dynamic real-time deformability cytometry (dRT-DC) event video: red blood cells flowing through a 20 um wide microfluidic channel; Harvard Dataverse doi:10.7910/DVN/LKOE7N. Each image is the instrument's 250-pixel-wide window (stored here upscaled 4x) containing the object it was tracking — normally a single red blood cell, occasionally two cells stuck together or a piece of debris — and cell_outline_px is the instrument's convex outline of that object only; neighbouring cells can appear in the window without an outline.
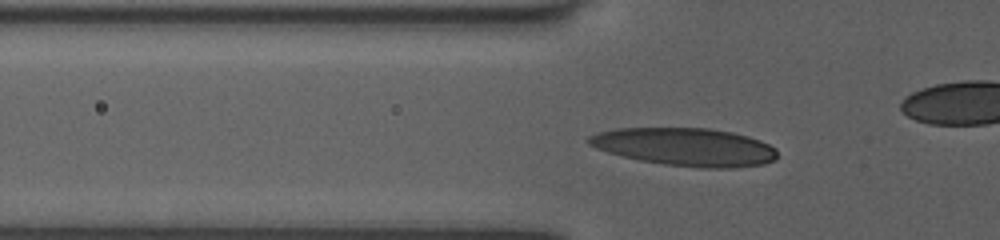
{"species": "human", "species_latin": "Homo sapiens", "temperature_condition": "room temperature", "stored_images_in_passage": 38, "camera_frame_rate_fps": 3000, "um_per_image_px": 0.085, "donor": {"sex": "female"}, "frame": {"image": 1, "passage_image": 13, "time_ms": 4.0, "image_size_px": [1000, 240], "cell_outline_px": [[776, 160], [764, 164], [732, 168], [700, 168], [664, 164], [640, 160], [608, 152], [596, 148], [588, 144], [588, 136], [596, 132], [616, 128], [708, 128], [732, 132], [748, 136], [760, 140], [776, 148]], "centroid_in_image_um": [58.25, 12.48], "position_along_channel_um": 67.5, "area_um2": 41.79}}
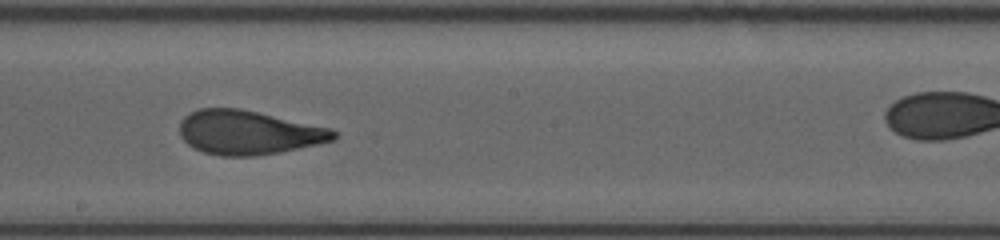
{"frame": {"image": 2, "passage_image": 25, "time_ms": 8.0, "image_size_px": [1000, 240], "cell_outline_px": [[336, 140], [320, 144], [280, 152], [256, 156], [220, 156], [204, 152], [188, 144], [180, 136], [180, 120], [184, 116], [200, 108], [240, 108], [332, 128], [336, 132]], "centroid_in_image_um": [21.14, 11.26], "position_along_channel_um": 227.1, "area_um2": 39.71}}
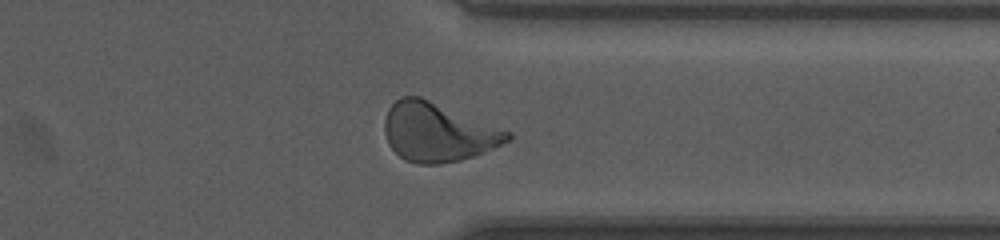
{"frame": {"image": 3, "passage_image": 36, "time_ms": 11.667, "image_size_px": [1000, 240], "cell_outline_px": [[512, 136], [508, 140], [484, 152], [460, 160], [440, 164], [416, 164], [404, 160], [388, 144], [384, 132], [384, 120], [388, 108], [400, 96], [420, 96], [512, 132]], "centroid_in_image_um": [37.18, 11.23], "position_along_channel_um": 374.2, "area_um2": 42.02}}